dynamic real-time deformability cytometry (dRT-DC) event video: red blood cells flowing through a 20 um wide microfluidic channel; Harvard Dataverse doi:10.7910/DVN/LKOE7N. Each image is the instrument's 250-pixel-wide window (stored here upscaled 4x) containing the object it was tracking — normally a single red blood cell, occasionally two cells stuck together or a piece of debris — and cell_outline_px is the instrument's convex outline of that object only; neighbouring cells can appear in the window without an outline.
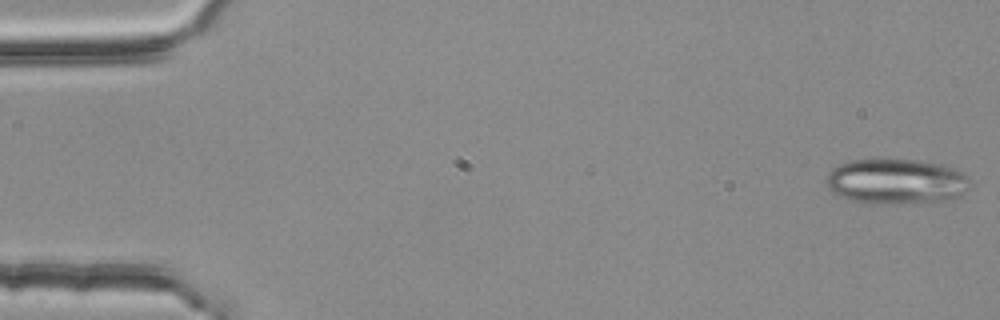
{"species": "common noctule bat (a hibernating species)", "species_latin": "Nyctalus noctula", "temperature_condition": "room temperature", "stored_images_in_passage": 53, "camera_frame_rate_fps": 3000, "um_per_image_px": 0.085, "animal": {"sex": "female", "body_mass_g": 25.1}, "frame": {"image": 1, "passage_image": 1, "time_ms": 0.0, "image_size_px": [1000, 320], "cell_outline_px": [[968, 188], [960, 196], [948, 200], [884, 204], [872, 204], [852, 200], [840, 196], [832, 192], [828, 188], [828, 172], [832, 168], [848, 160], [916, 160], [940, 164], [952, 168], [968, 176]], "centroid_in_image_um": [76.16, 15.43], "position_along_channel_um": 8.8, "area_um2": 37.57}}
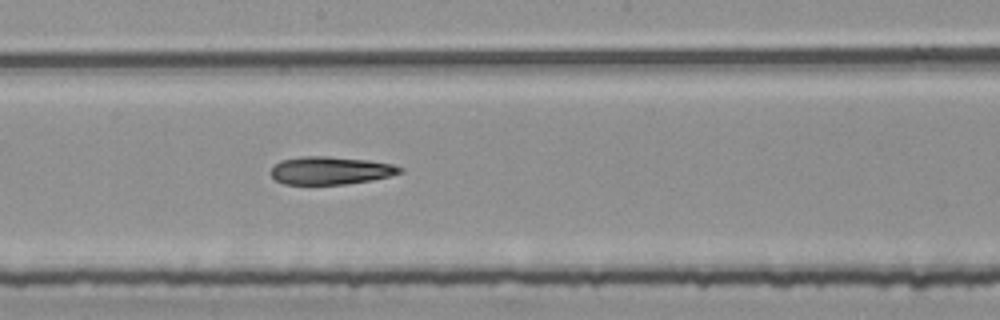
{"frame": {"image": 2, "passage_image": 29, "time_ms": 9.333, "image_size_px": [1000, 320], "cell_outline_px": [[404, 172], [372, 180], [344, 184], [284, 184], [276, 180], [268, 172], [280, 160], [300, 156], [328, 156], [368, 160], [392, 164], [404, 168]], "centroid_in_image_um": [28.08, 14.48], "position_along_channel_um": 220.1, "area_um2": 21.04}}
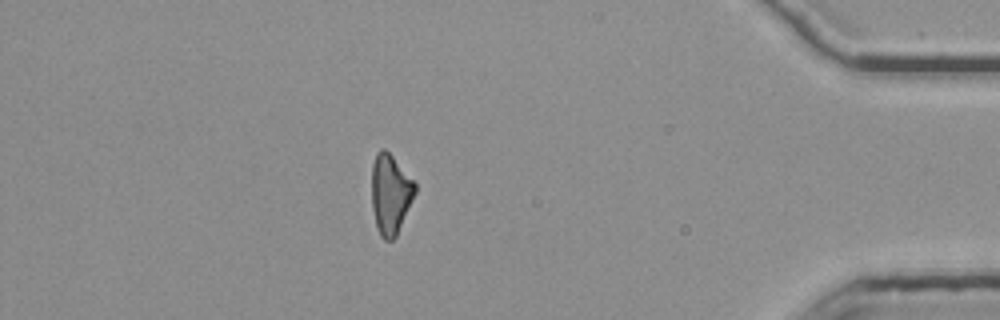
{"frame": {"image": 3, "passage_image": 47, "time_ms": 15.333, "image_size_px": [1000, 320], "cell_outline_px": [[416, 192], [396, 236], [392, 240], [384, 240], [380, 236], [376, 228], [372, 208], [372, 164], [376, 152], [380, 148], [384, 148], [392, 156], [416, 184]], "centroid_in_image_um": [33.16, 16.5], "position_along_channel_um": 402.0, "area_um2": 20.11}}